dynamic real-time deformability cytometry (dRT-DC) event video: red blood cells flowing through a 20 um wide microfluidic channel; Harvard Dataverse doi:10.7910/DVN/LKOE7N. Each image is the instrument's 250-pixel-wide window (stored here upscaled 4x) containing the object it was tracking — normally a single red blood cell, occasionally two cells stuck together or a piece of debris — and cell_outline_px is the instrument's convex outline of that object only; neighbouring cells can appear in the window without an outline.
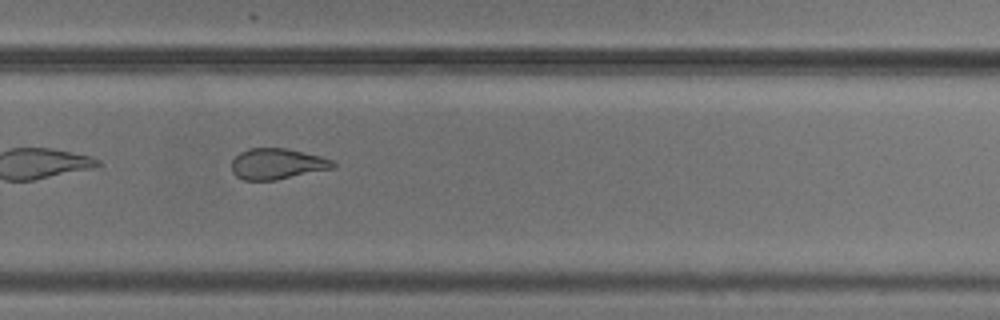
{"species": "common noctule bat (a hibernating species)", "species_latin": "Nyctalus noctula", "temperature_condition": "cold", "stored_images_in_passage": 35, "camera_frame_rate_fps": 3000, "um_per_image_px": 0.085, "animal": {"sex": "male", "body_mass_g": 20.5, "forearm_length_mm": 52.5}, "frame": {"image": 1, "passage_image": 20, "time_ms": 6.333, "image_size_px": [1000, 320], "cell_outline_px": [[336, 168], [276, 180], [244, 180], [236, 176], [232, 172], [232, 160], [240, 152], [248, 148], [288, 148], [320, 156], [332, 160], [336, 164]], "centroid_in_image_um": [23.57, 13.93], "position_along_channel_um": 306.2, "area_um2": 18.38}, "authors_computed_cell_mechanics": {"area_um2": 19.5942, "velocity_mm_per_s": 3.7248, "shape_relaxation_time_tau1_ms": null, "shape_relaxation_time_tau2_ms": 2.4694, "deformation_change_tau1": null, "deformation_change_tau2": 0.092}}